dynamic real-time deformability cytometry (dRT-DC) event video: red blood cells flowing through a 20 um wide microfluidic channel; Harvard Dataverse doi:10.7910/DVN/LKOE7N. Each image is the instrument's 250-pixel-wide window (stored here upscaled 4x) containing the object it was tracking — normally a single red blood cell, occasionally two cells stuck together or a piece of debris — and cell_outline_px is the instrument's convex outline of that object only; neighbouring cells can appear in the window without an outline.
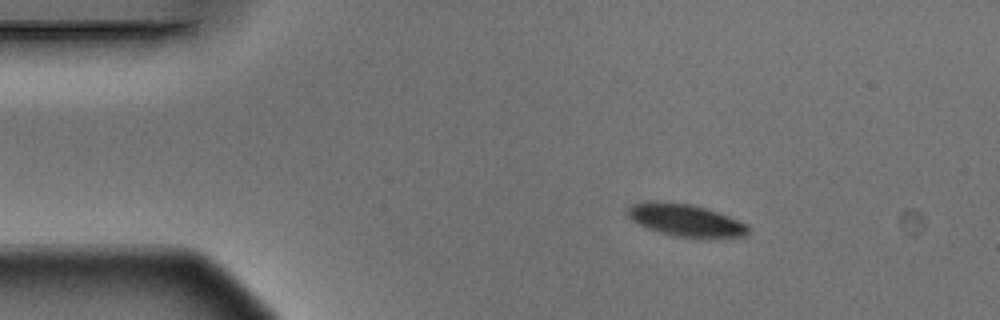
{"species": "Egyptian fruit bat (a non-hibernating species)", "species_latin": "Rousettus aegyptiacus", "temperature_condition": "warm", "stored_images_in_passage": 6, "camera_frame_rate_fps": 3000, "um_per_image_px": 0.085, "animal": {"sex": "male"}, "frame": {"image": 1, "passage_image": 2, "time_ms": 0.333, "image_size_px": [1000, 320], "cell_outline_px": [[748, 232], [744, 236], [672, 236], [648, 228], [632, 220], [628, 216], [628, 208], [632, 204], [644, 200], [692, 204], [728, 216], [748, 224]], "centroid_in_image_um": [58.21, 18.68], "position_along_channel_um": 26.8, "area_um2": 22.02}}
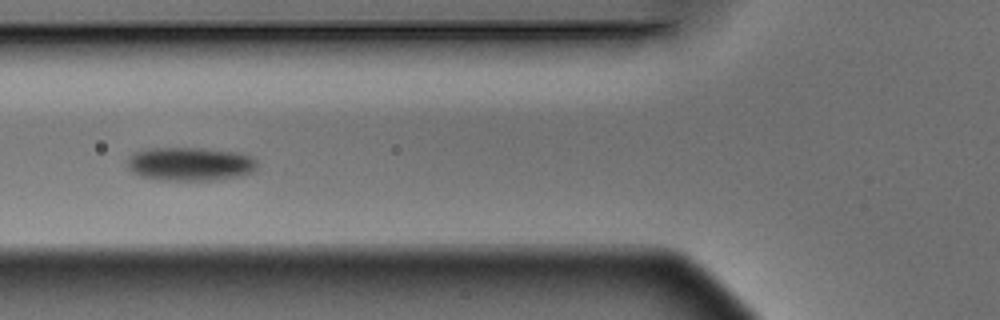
{"frame": {"image": 2, "passage_image": 5, "time_ms": 1.333, "image_size_px": [1000, 320], "cell_outline_px": [[256, 172], [240, 176], [212, 180], [160, 180], [140, 176], [132, 172], [128, 168], [128, 160], [132, 152], [144, 148], [200, 148], [240, 152], [252, 156], [256, 160]], "centroid_in_image_um": [16.17, 13.93], "position_along_channel_um": 109.6, "area_um2": 25.78}}
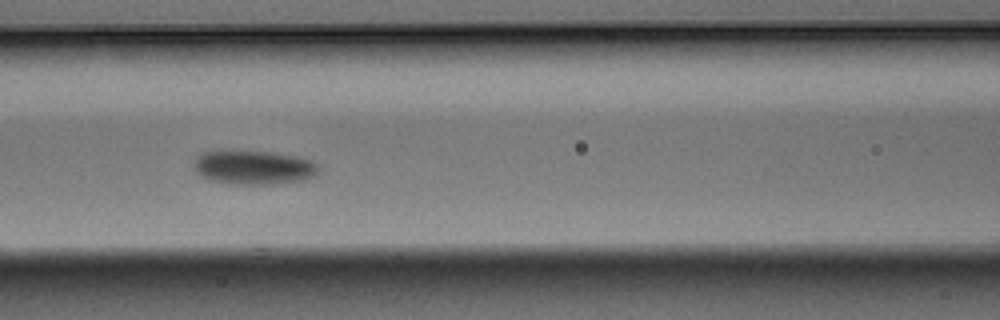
{"frame": {"image": 3, "passage_image": 6, "time_ms": 1.667, "image_size_px": [1000, 320], "cell_outline_px": [[320, 168], [316, 176], [304, 180], [276, 184], [228, 184], [208, 180], [200, 176], [192, 168], [192, 160], [200, 152], [224, 148], [228, 148], [272, 152], [296, 156], [312, 160]], "centroid_in_image_um": [21.46, 14.19], "position_along_channel_um": 145.1, "area_um2": 26.13}}